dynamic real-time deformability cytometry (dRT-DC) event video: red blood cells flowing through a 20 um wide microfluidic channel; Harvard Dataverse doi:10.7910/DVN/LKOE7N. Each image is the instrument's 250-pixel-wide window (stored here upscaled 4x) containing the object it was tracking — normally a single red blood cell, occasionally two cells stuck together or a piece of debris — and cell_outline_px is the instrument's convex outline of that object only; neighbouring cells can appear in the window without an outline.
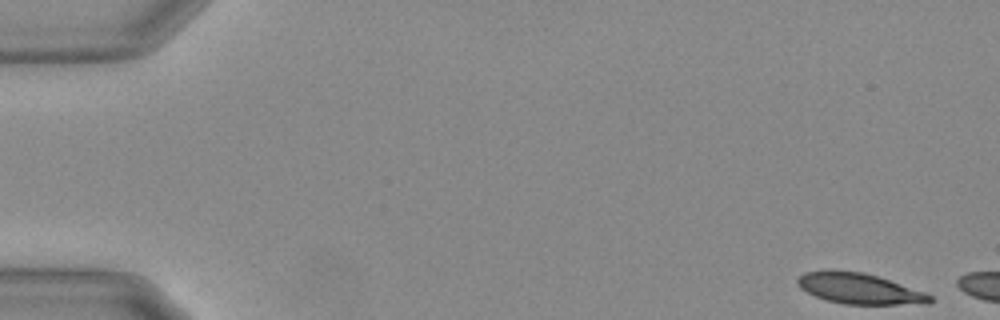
{"species": "Egyptian fruit bat (a non-hibernating species)", "species_latin": "Rousettus aegyptiacus", "temperature_condition": "warm", "stored_images_in_passage": 9, "camera_frame_rate_fps": 3000, "um_per_image_px": 0.085, "animal": {"sex": "female"}, "frame": {"image": 1, "passage_image": 1, "time_ms": 0.0, "image_size_px": [1000, 320], "cell_outline_px": [[932, 300], [928, 304], [844, 304], [828, 300], [816, 296], [800, 288], [796, 284], [796, 280], [804, 272], [824, 268], [832, 268], [864, 272], [924, 292], [932, 296]], "centroid_in_image_um": [72.97, 24.5], "position_along_channel_um": 12.0, "area_um2": 23.87}}